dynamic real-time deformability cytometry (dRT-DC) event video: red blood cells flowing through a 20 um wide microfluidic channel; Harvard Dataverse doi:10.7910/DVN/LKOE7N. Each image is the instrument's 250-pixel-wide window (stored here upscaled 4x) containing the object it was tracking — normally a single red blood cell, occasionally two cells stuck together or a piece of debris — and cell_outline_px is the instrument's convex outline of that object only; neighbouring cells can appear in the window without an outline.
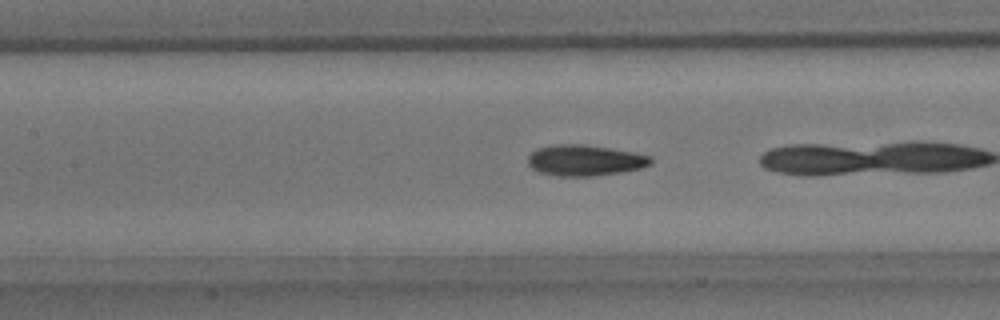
{"species": "common noctule bat (a hibernating species)", "species_latin": "Nyctalus noctula", "temperature_condition": "room temperature", "stored_images_in_passage": 23, "camera_frame_rate_fps": 3000, "um_per_image_px": 0.085, "animal": {"sex": "male", "body_mass_g": 15.6}, "frame": {"image": 1, "passage_image": 22, "time_ms": 7.0, "image_size_px": [1000, 320], "cell_outline_px": [[652, 164], [640, 168], [620, 172], [592, 176], [560, 176], [540, 172], [532, 168], [528, 164], [528, 156], [536, 148], [552, 144], [584, 144], [632, 152], [652, 156]], "centroid_in_image_um": [49.7, 13.62], "position_along_channel_um": 157.7, "area_um2": 22.08}}